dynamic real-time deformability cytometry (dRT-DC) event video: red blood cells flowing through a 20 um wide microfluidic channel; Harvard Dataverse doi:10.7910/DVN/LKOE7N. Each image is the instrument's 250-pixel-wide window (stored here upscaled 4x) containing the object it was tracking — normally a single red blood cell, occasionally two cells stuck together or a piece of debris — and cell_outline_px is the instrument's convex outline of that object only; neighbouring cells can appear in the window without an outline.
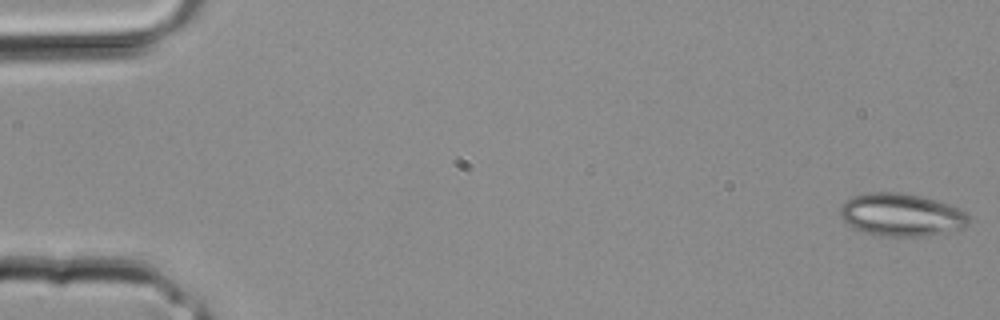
{"species": "common noctule bat (a hibernating species)", "species_latin": "Nyctalus noctula", "temperature_condition": "room temperature", "stored_images_in_passage": 6, "camera_frame_rate_fps": 3000, "um_per_image_px": 0.085, "animal": {"sex": "male", "body_mass_g": 20.4}, "frame": {"image": 1, "passage_image": 1, "time_ms": 0.0, "image_size_px": [1000, 320], "cell_outline_px": [[968, 224], [964, 228], [928, 236], [884, 236], [864, 232], [852, 228], [840, 216], [840, 208], [844, 200], [852, 196], [868, 192], [900, 192], [920, 196], [936, 200], [960, 208], [968, 216]], "centroid_in_image_um": [76.59, 18.25], "position_along_channel_um": 8.4, "area_um2": 32.19}}